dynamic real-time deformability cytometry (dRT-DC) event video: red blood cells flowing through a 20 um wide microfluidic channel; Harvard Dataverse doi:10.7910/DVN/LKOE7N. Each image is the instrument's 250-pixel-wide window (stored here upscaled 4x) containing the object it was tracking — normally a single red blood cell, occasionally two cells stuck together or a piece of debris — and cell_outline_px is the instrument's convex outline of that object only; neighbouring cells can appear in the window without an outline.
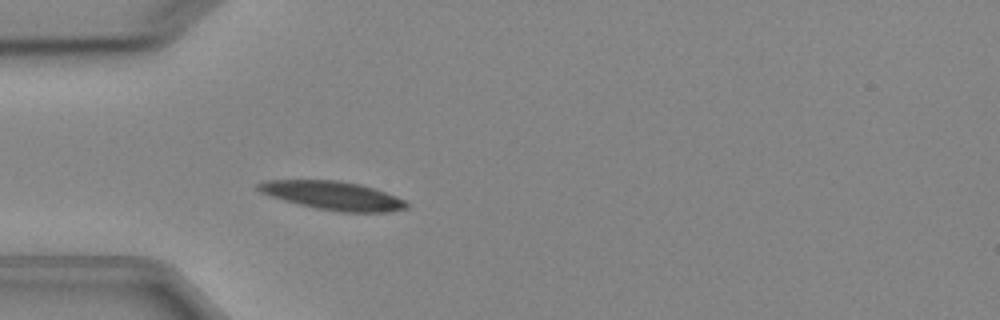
{"species": "Egyptian fruit bat (a non-hibernating species)", "species_latin": "Rousettus aegyptiacus", "temperature_condition": "cold", "stored_images_in_passage": 4, "camera_frame_rate_fps": 3000, "um_per_image_px": 0.085, "animal": {"sex": "female"}, "frame": {"image": 1, "passage_image": 4, "time_ms": 3.333, "image_size_px": [1000, 320], "cell_outline_px": [[408, 208], [388, 212], [340, 212], [316, 208], [284, 200], [260, 192], [256, 188], [256, 184], [264, 180], [336, 180], [360, 184], [396, 196], [404, 200], [408, 204]], "centroid_in_image_um": [28.28, 16.62], "position_along_channel_um": 56.7, "area_um2": 24.51}}